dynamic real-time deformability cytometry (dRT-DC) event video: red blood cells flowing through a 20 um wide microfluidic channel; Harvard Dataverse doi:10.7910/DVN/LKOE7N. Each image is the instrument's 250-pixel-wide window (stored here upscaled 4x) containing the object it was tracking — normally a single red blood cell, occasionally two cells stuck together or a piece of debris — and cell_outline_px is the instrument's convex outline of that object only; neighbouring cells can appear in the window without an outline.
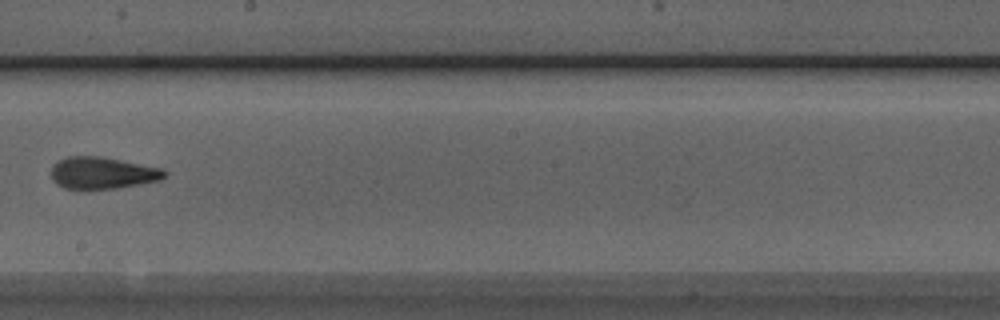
{"species": "Egyptian fruit bat (a non-hibernating species)", "species_latin": "Rousettus aegyptiacus", "temperature_condition": "room temperature", "stored_images_in_passage": 7, "camera_frame_rate_fps": 3000, "um_per_image_px": 0.085, "animal": {"sex": "male"}, "frame": {"image": 1, "passage_image": 7, "time_ms": 2.0, "image_size_px": [1000, 320], "cell_outline_px": [[168, 172], [160, 180], [116, 188], [84, 192], [64, 188], [56, 184], [52, 180], [52, 164], [56, 160], [68, 156], [100, 156], [164, 168]], "centroid_in_image_um": [8.65, 14.73], "position_along_channel_um": 239.5, "area_um2": 21.79}}